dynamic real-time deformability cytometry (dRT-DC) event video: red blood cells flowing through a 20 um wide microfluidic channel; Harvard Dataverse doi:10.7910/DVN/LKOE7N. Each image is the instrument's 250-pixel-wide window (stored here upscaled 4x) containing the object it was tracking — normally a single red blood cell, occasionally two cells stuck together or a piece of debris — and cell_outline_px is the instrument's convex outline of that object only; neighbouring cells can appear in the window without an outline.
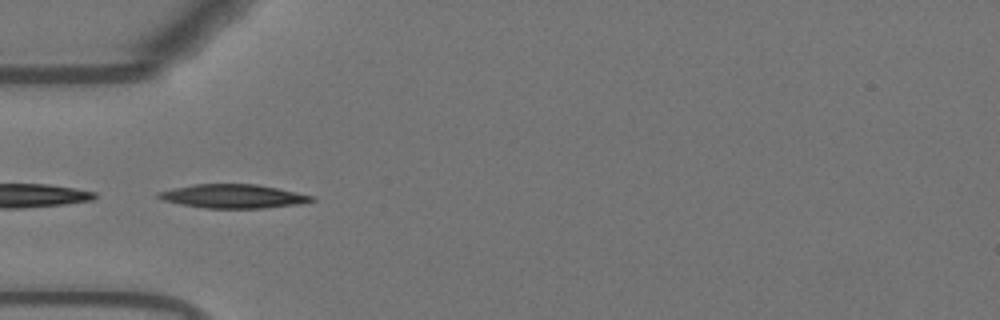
{"species": "Egyptian fruit bat (a non-hibernating species)", "species_latin": "Rousettus aegyptiacus", "temperature_condition": "warm", "stored_images_in_passage": 39, "camera_frame_rate_fps": 3000, "um_per_image_px": 0.085, "animal": {"sex": "female"}, "frame": {"image": 1, "passage_image": 1, "time_ms": 0.0, "image_size_px": [1000, 320], "cell_outline_px": [[316, 200], [300, 204], [264, 208], [208, 208], [180, 204], [164, 200], [156, 196], [160, 192], [192, 184], [256, 184], [296, 192], [312, 196]], "centroid_in_image_um": [19.85, 16.68], "position_along_channel_um": 65.1, "area_um2": 20.92}}
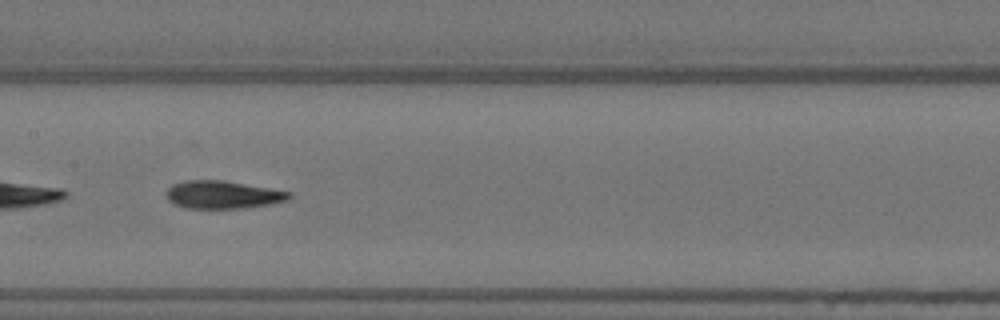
{"frame": {"image": 2, "passage_image": 11, "time_ms": 3.333, "image_size_px": [1000, 320], "cell_outline_px": [[292, 196], [288, 200], [268, 204], [240, 208], [184, 208], [168, 200], [168, 188], [172, 184], [184, 180], [224, 180], [292, 192]], "centroid_in_image_um": [18.94, 16.54], "position_along_channel_um": 188.5, "area_um2": 19.77}}
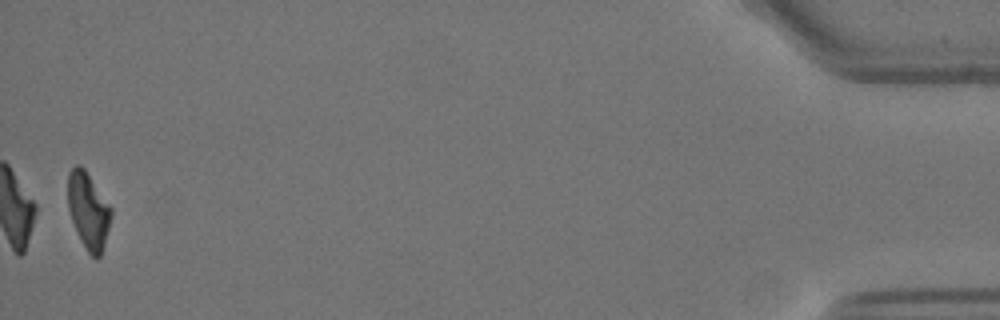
{"frame": {"image": 3, "passage_image": 38, "time_ms": 12.333, "image_size_px": [1000, 320], "cell_outline_px": [[112, 216], [104, 244], [100, 256], [96, 260], [88, 252], [72, 220], [68, 208], [68, 172], [76, 164], [80, 164], [84, 168], [112, 208]], "centroid_in_image_um": [7.52, 17.87], "position_along_channel_um": 427.7, "area_um2": 18.96}, "authors_computed_cell_mechanics": {"area_um2": 20.4034, "velocity_mm_per_s": 3.6889, "shape_relaxation_time_tau1_ms": 8.2536, "shape_relaxation_time_tau2_ms": 2.1411, "deformation_change_tau1": 0.268, "deformation_change_tau2": 0.1002}}